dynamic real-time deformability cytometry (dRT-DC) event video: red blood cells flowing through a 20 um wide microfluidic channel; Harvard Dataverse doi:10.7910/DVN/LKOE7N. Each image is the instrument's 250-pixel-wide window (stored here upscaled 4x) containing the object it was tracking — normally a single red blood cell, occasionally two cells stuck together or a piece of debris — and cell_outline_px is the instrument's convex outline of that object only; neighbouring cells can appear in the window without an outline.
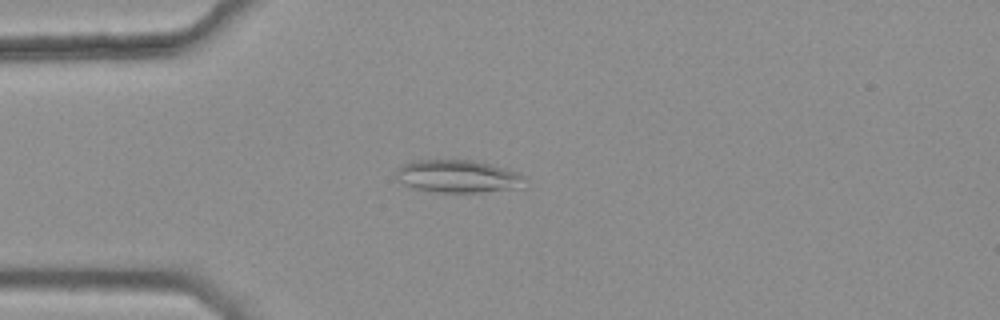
{"species": "common noctule bat (a hibernating species)", "species_latin": "Nyctalus noctula", "temperature_condition": "warm", "stored_images_in_passage": 43, "camera_frame_rate_fps": 3000, "um_per_image_px": 0.085, "animal": {"sex": "female", "body_mass_g": 25.1}, "frame": {"image": 1, "passage_image": 11, "time_ms": 3.333, "image_size_px": [1000, 320], "cell_outline_px": [[528, 176], [516, 188], [476, 192], [436, 192], [412, 188], [396, 180], [396, 172], [400, 164], [412, 160], [472, 160], [504, 168]], "centroid_in_image_um": [38.83, 14.98], "position_along_channel_um": 46.2, "area_um2": 24.39}}
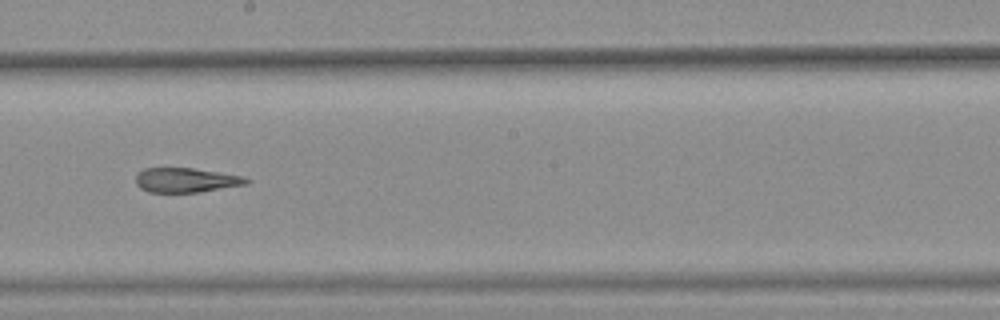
{"frame": {"image": 2, "passage_image": 27, "time_ms": 8.667, "image_size_px": [1000, 320], "cell_outline_px": [[252, 180], [248, 184], [200, 192], [148, 192], [140, 188], [136, 184], [136, 176], [144, 168], [192, 168], [244, 176]], "centroid_in_image_um": [15.84, 15.31], "position_along_channel_um": 232.4, "area_um2": 15.84}}
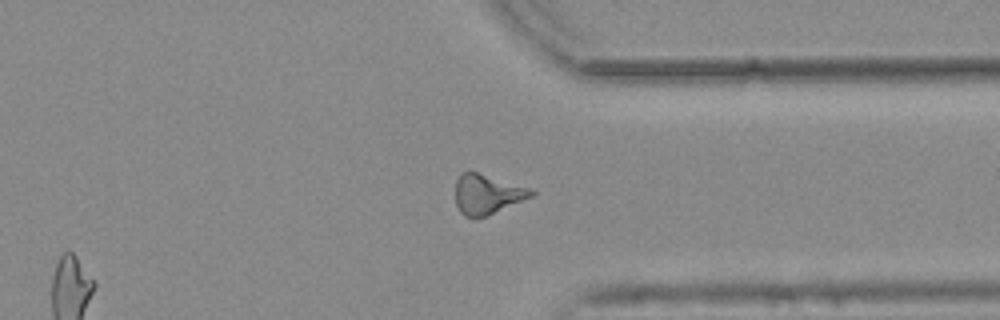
{"frame": {"image": 3, "passage_image": 38, "time_ms": 12.333, "image_size_px": [1000, 320], "cell_outline_px": [[536, 192], [532, 196], [484, 216], [464, 216], [460, 212], [456, 204], [456, 180], [460, 172], [476, 172], [528, 188]], "centroid_in_image_um": [41.35, 16.49], "position_along_channel_um": 370.0, "area_um2": 16.88}, "authors_computed_cell_mechanics": {"area_um2": 17.629, "velocity_mm_per_s": 3.7903, "shape_relaxation_time_tau1_ms": null, "shape_relaxation_time_tau2_ms": 3.743, "deformation_change_tau1": null, "deformation_change_tau2": 0.125}}